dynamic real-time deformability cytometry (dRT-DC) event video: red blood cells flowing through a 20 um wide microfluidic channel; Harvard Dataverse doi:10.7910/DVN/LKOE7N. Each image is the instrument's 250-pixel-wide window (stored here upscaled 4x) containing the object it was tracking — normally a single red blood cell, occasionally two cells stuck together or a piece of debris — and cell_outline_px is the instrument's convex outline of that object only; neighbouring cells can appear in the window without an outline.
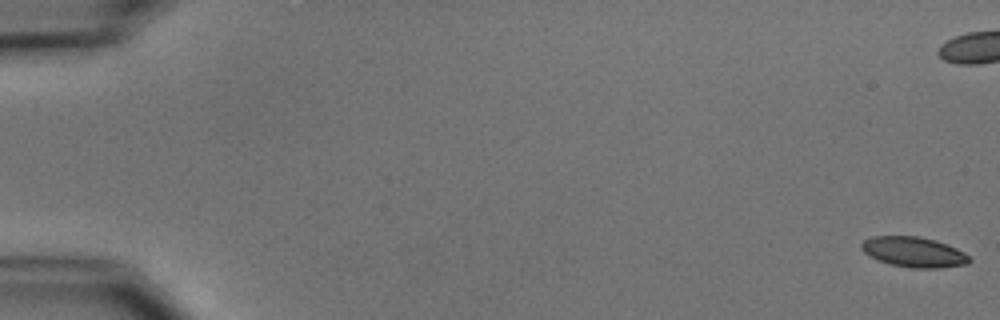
{"species": "common noctule bat (a hibernating species)", "species_latin": "Nyctalus noctula", "temperature_condition": "cold", "stored_images_in_passage": 7, "camera_frame_rate_fps": 3000, "um_per_image_px": 0.085, "animal": {"sex": "male", "body_mass_g": 15.6}, "frame": {"image": 1, "passage_image": 1, "time_ms": 0.0, "image_size_px": [1000, 320], "cell_outline_px": [[972, 260], [968, 264], [940, 268], [912, 268], [892, 264], [868, 256], [860, 248], [860, 244], [864, 240], [872, 236], [916, 236], [948, 244], [964, 252]], "centroid_in_image_um": [77.67, 21.42], "position_along_channel_um": 7.3, "area_um2": 18.96}}